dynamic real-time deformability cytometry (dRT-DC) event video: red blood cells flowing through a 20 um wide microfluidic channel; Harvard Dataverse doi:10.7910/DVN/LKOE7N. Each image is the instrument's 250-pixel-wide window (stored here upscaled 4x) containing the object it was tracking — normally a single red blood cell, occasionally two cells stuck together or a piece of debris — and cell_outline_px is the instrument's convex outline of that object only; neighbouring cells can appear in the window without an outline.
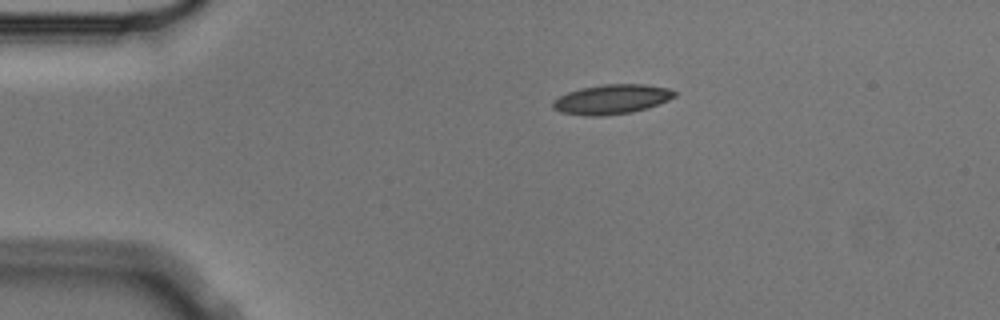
{"species": "Egyptian fruit bat (a non-hibernating species)", "species_latin": "Rousettus aegyptiacus", "temperature_condition": "cold", "stored_images_in_passage": 5, "camera_frame_rate_fps": 3000, "um_per_image_px": 0.085, "animal": {"sex": "male"}, "frame": {"image": 1, "passage_image": 1, "time_ms": 0.0, "image_size_px": [1000, 320], "cell_outline_px": [[676, 96], [668, 100], [648, 108], [632, 112], [604, 116], [584, 116], [560, 112], [552, 108], [552, 100], [568, 92], [580, 88], [604, 84], [644, 84], [668, 88], [676, 92]], "centroid_in_image_um": [51.97, 8.44], "position_along_channel_um": 33.0, "area_um2": 21.15}}
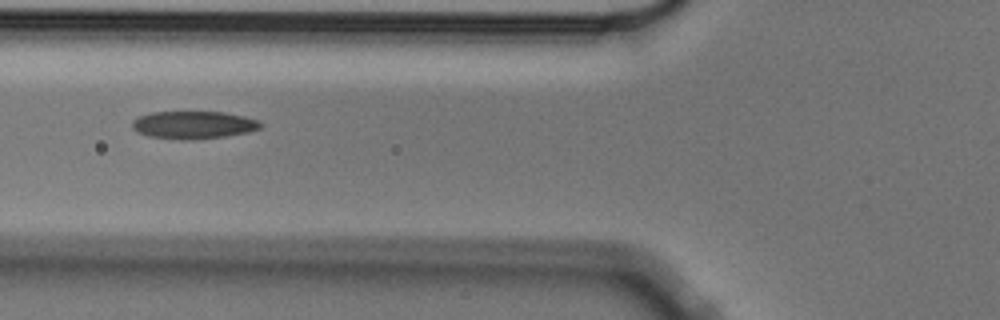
{"frame": {"image": 2, "passage_image": 4, "time_ms": 1.0, "image_size_px": [1000, 320], "cell_outline_px": [[264, 124], [260, 128], [248, 132], [228, 136], [188, 140], [184, 140], [148, 136], [136, 132], [132, 128], [132, 120], [140, 116], [152, 112], [224, 112], [244, 116], [260, 120]], "centroid_in_image_um": [16.47, 10.62], "position_along_channel_um": 109.3, "area_um2": 20.87}}
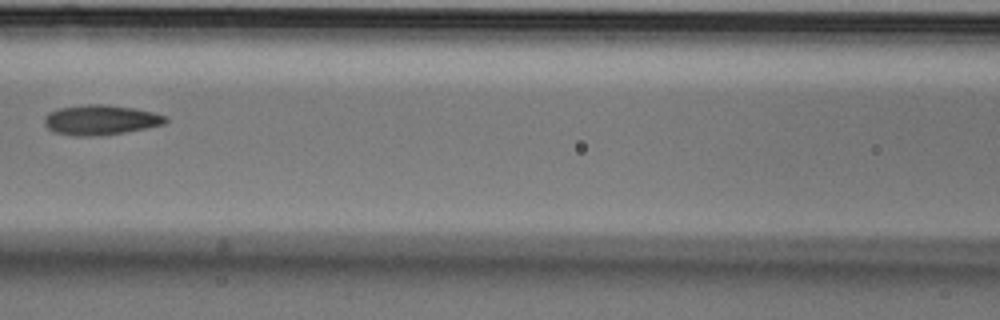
{"frame": {"image": 3, "passage_image": 5, "time_ms": 1.333, "image_size_px": [1000, 320], "cell_outline_px": [[168, 120], [164, 124], [124, 132], [96, 136], [72, 136], [56, 132], [48, 128], [44, 124], [44, 116], [48, 112], [60, 108], [88, 104], [104, 104], [132, 108], [152, 112], [168, 116]], "centroid_in_image_um": [8.53, 10.19], "position_along_channel_um": 158.1, "area_um2": 21.04}}